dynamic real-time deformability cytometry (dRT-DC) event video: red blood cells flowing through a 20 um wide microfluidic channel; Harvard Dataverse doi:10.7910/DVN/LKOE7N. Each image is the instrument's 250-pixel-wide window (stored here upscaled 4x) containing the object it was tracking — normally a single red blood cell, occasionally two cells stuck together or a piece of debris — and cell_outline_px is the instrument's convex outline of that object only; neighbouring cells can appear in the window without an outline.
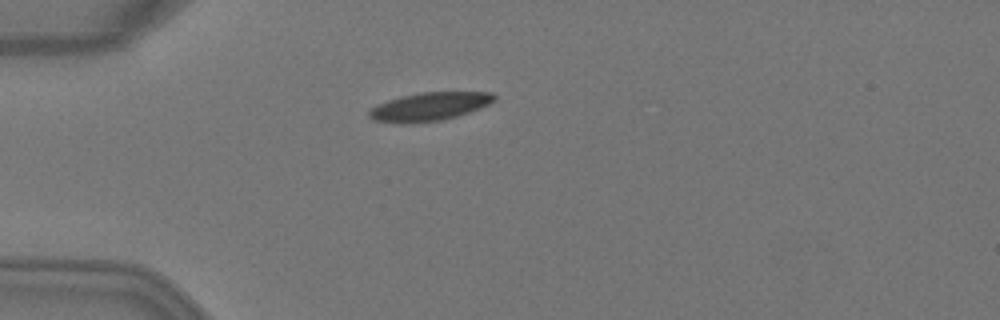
{"species": "Egyptian fruit bat (a non-hibernating species)", "species_latin": "Rousettus aegyptiacus", "temperature_condition": "warm", "stored_images_in_passage": 2, "camera_frame_rate_fps": 3000, "um_per_image_px": 0.085, "animal": {"sex": "female"}, "frame": {"image": 1, "passage_image": 2, "time_ms": 0.333, "image_size_px": [1000, 320], "cell_outline_px": [[496, 100], [480, 108], [456, 116], [440, 120], [412, 124], [400, 124], [372, 120], [368, 116], [368, 112], [372, 108], [388, 100], [400, 96], [420, 92], [492, 92], [496, 96]], "centroid_in_image_um": [36.48, 9.07], "position_along_channel_um": 48.5, "area_um2": 20.75}}